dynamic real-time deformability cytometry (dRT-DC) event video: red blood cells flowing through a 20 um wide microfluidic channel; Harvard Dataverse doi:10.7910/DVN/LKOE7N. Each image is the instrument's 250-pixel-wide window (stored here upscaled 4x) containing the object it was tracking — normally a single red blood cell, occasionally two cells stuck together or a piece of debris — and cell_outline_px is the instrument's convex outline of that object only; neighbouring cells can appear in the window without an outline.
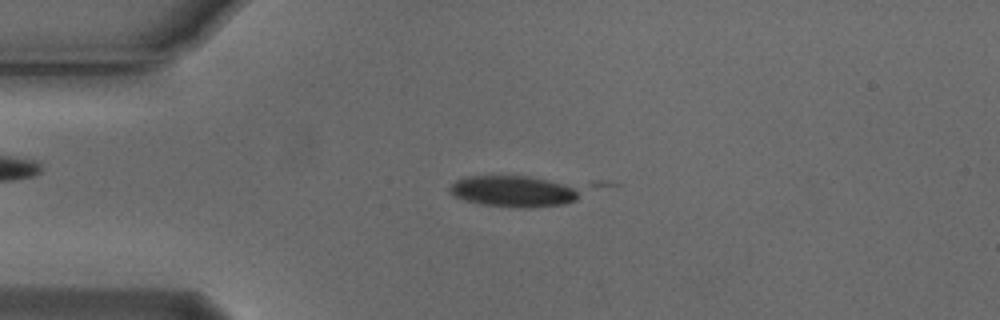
{"species": "Egyptian fruit bat (a non-hibernating species)", "species_latin": "Rousettus aegyptiacus", "temperature_condition": "cold", "stored_images_in_passage": 20, "camera_frame_rate_fps": 3000, "um_per_image_px": 0.085, "animal": {"sex": "male"}, "frame": {"image": 1, "passage_image": 12, "time_ms": 3.667, "image_size_px": [1000, 320], "cell_outline_px": [[620, 184], [576, 200], [564, 204], [532, 208], [520, 208], [484, 204], [464, 200], [448, 192], [448, 188], [456, 180], [464, 176], [528, 176], [604, 180]], "centroid_in_image_um": [44.66, 16.17], "position_along_channel_um": 40.3, "area_um2": 28.55}}
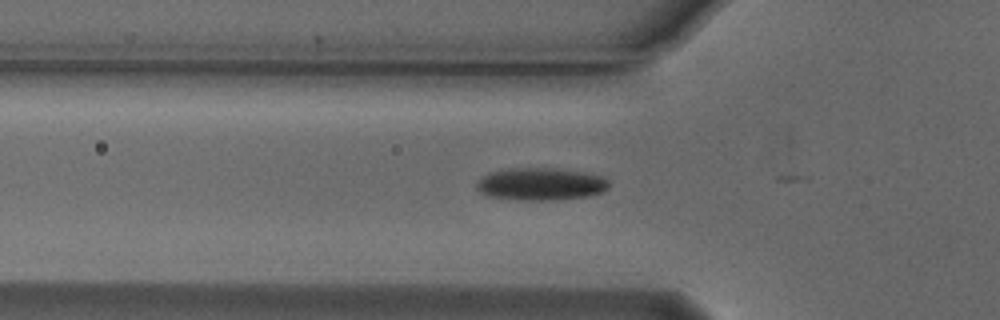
{"frame": {"image": 2, "passage_image": 17, "time_ms": 5.333, "image_size_px": [1000, 320], "cell_outline_px": [[608, 188], [604, 192], [588, 196], [556, 200], [520, 200], [488, 196], [480, 192], [476, 188], [476, 184], [480, 176], [488, 172], [504, 168], [552, 168], [584, 172], [604, 176], [608, 180]], "centroid_in_image_um": [45.94, 15.64], "position_along_channel_um": 79.9, "area_um2": 25.43}}